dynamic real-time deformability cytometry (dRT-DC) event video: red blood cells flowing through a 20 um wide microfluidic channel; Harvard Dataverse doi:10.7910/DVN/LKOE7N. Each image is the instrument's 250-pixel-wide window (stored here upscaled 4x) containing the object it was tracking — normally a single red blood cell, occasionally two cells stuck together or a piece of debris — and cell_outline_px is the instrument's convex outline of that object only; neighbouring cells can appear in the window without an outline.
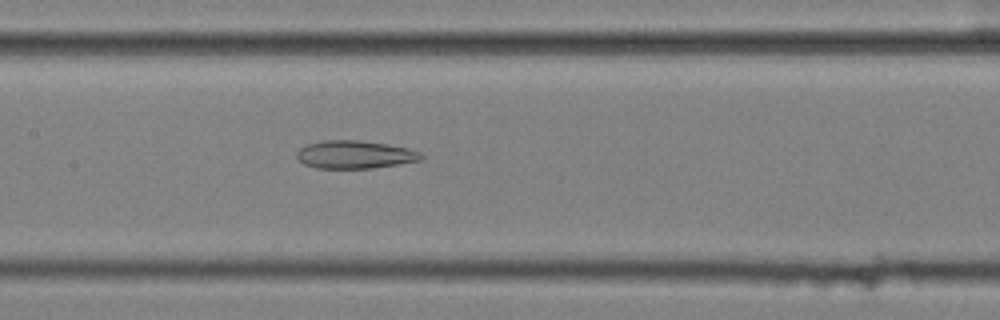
{"species": "common noctule bat (a hibernating species)", "species_latin": "Nyctalus noctula", "temperature_condition": "cold", "stored_images_in_passage": 57, "camera_frame_rate_fps": 3000, "um_per_image_px": 0.085, "animal": {"sex": "female", "body_mass_g": 25.1}, "frame": {"image": 1, "passage_image": 28, "time_ms": 9.0, "image_size_px": [1000, 320], "cell_outline_px": [[424, 156], [420, 160], [372, 168], [316, 168], [304, 164], [296, 156], [296, 152], [300, 148], [308, 144], [324, 140], [356, 140], [388, 144], [408, 148], [420, 152]], "centroid_in_image_um": [30.14, 13.13], "position_along_channel_um": 177.3, "area_um2": 20.11}}
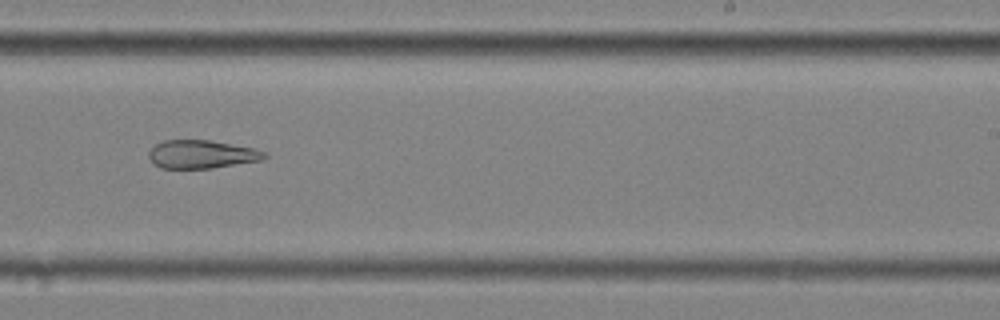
{"frame": {"image": 2, "passage_image": 36, "time_ms": 11.667, "image_size_px": [1000, 320], "cell_outline_px": [[268, 156], [264, 160], [212, 168], [160, 168], [152, 164], [148, 156], [148, 152], [156, 144], [164, 140], [208, 140], [252, 148], [268, 152]], "centroid_in_image_um": [17.14, 13.12], "position_along_channel_um": 271.9, "area_um2": 19.13}}
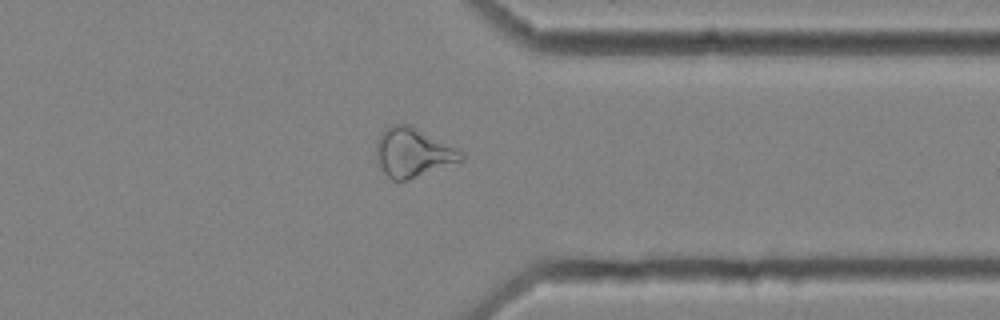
{"frame": {"image": 3, "passage_image": 45, "time_ms": 14.667, "image_size_px": [1000, 320], "cell_outline_px": [[464, 160], [408, 180], [392, 180], [384, 172], [376, 156], [376, 140], [380, 132], [384, 128], [392, 124], [412, 124], [460, 148], [464, 152]], "centroid_in_image_um": [35.14, 12.92], "position_along_channel_um": 376.3, "area_um2": 24.85}, "authors_computed_cell_mechanics": {"area_um2": 26.4146, "velocity_mm_per_s": 3.5573, "shape_relaxation_time_tau1_ms": null, "shape_relaxation_time_tau2_ms": 3.8715, "deformation_change_tau1": null, "deformation_change_tau2": 0.1403}}